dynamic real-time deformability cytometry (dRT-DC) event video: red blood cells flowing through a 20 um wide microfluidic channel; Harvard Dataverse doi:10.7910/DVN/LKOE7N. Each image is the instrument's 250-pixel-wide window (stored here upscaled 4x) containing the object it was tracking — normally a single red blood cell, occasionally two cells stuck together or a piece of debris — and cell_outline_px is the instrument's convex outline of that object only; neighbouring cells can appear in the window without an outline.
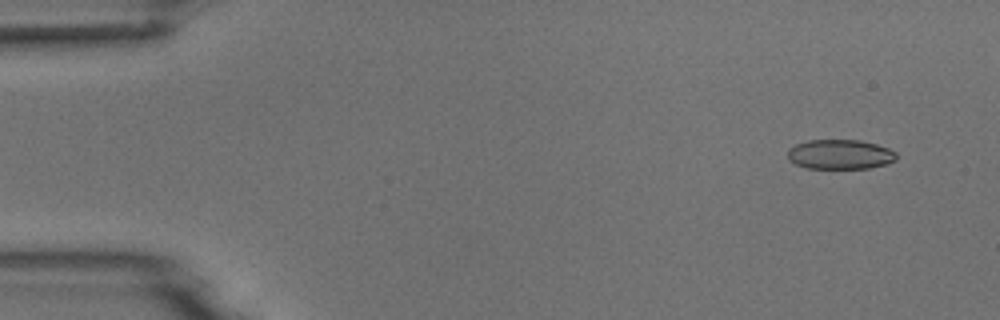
{"species": "common noctule bat (a hibernating species)", "species_latin": "Nyctalus noctula", "temperature_condition": "room temperature", "stored_images_in_passage": 6, "camera_frame_rate_fps": 3000, "um_per_image_px": 0.085, "animal": {"sex": "male", "body_mass_g": 18.8}, "frame": {"image": 1, "passage_image": 1, "time_ms": 0.0, "image_size_px": [1000, 320], "cell_outline_px": [[896, 160], [888, 164], [868, 168], [808, 168], [796, 164], [788, 160], [788, 148], [796, 144], [808, 140], [860, 140], [876, 144], [888, 148], [896, 152]], "centroid_in_image_um": [71.41, 13.12], "position_along_channel_um": 13.6, "area_um2": 18.84}}
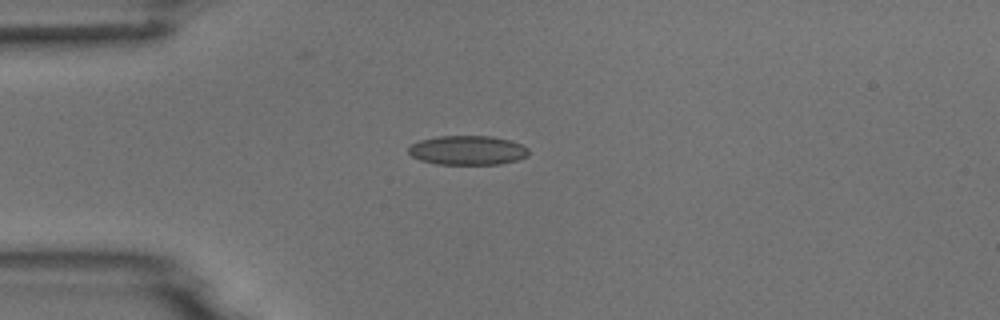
{"frame": {"image": 2, "passage_image": 4, "time_ms": 3.333, "image_size_px": [1000, 320], "cell_outline_px": [[528, 156], [516, 160], [500, 164], [436, 164], [420, 160], [412, 156], [408, 152], [408, 148], [412, 144], [420, 140], [436, 136], [492, 136], [512, 140], [528, 148]], "centroid_in_image_um": [39.74, 12.77], "position_along_channel_um": 45.3, "area_um2": 20.58}}